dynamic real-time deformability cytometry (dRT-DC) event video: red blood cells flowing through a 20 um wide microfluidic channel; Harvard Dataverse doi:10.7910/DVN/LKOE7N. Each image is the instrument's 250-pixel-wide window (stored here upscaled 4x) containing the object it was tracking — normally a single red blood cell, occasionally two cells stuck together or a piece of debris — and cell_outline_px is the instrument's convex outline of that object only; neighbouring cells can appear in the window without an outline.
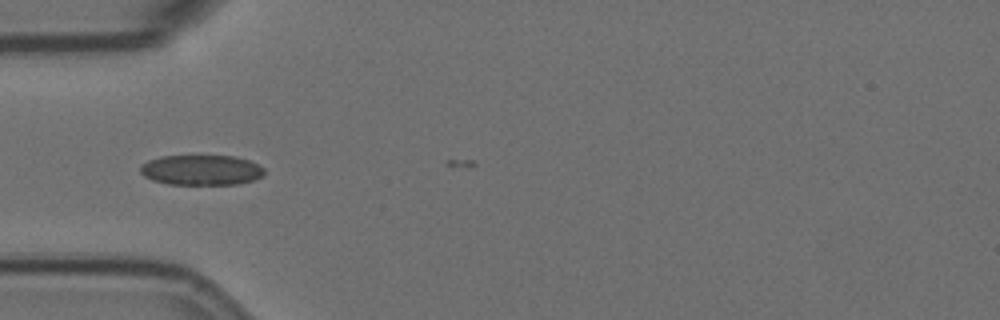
{"species": "Egyptian fruit bat (a non-hibernating species)", "species_latin": "Rousettus aegyptiacus", "temperature_condition": "room temperature", "stored_images_in_passage": 2, "camera_frame_rate_fps": 3000, "um_per_image_px": 0.085, "animal": {"sex": "female"}, "frame": {"image": 1, "passage_image": 1, "time_ms": 0.0, "image_size_px": [1000, 320], "cell_outline_px": [[264, 176], [252, 180], [236, 184], [168, 184], [152, 180], [144, 176], [140, 172], [140, 164], [148, 160], [160, 156], [232, 156], [248, 160], [264, 168]], "centroid_in_image_um": [17.07, 14.45], "position_along_channel_um": 67.9, "area_um2": 21.79}}